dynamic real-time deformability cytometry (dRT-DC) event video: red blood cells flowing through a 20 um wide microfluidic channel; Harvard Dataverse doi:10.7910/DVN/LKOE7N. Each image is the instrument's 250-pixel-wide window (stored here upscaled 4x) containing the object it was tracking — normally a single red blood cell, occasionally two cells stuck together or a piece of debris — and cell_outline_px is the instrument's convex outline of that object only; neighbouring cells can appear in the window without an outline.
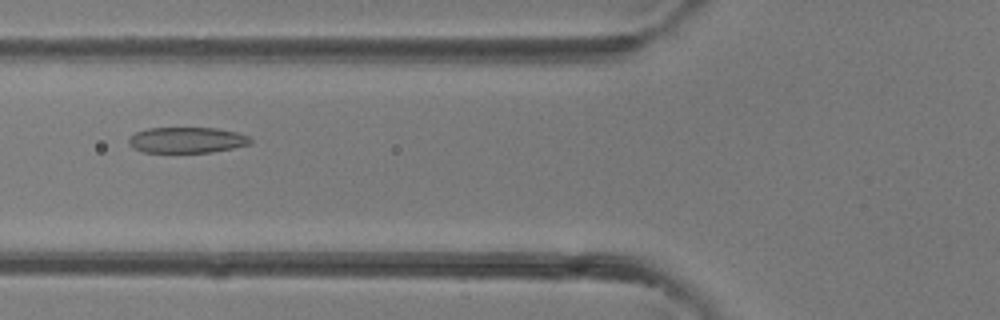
{"species": "common noctule bat (a hibernating species)", "species_latin": "Nyctalus noctula", "temperature_condition": "room temperature", "stored_images_in_passage": 39, "camera_frame_rate_fps": 3000, "um_per_image_px": 0.085, "animal": {"sex": "female"}, "frame": {"image": 1, "passage_image": 14, "time_ms": 4.333, "image_size_px": [1000, 320], "cell_outline_px": [[252, 144], [212, 152], [144, 152], [132, 148], [128, 144], [128, 136], [136, 132], [148, 128], [216, 128], [236, 132], [248, 136], [252, 140]], "centroid_in_image_um": [15.86, 11.9], "position_along_channel_um": 109.9, "area_um2": 18.38}}
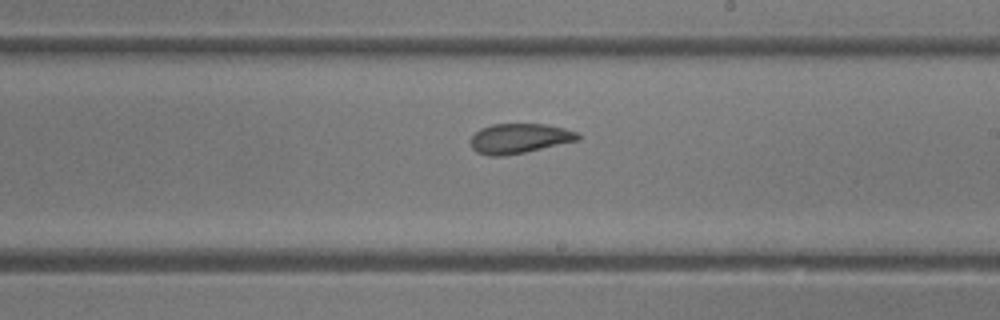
{"frame": {"image": 2, "passage_image": 22, "time_ms": 7.0, "image_size_px": [1000, 320], "cell_outline_px": [[580, 140], [524, 152], [504, 156], [488, 156], [476, 152], [472, 148], [468, 140], [480, 128], [492, 124], [544, 124], [564, 128], [576, 132], [580, 136]], "centroid_in_image_um": [44.1, 11.77], "position_along_channel_um": 244.9, "area_um2": 18.73}}
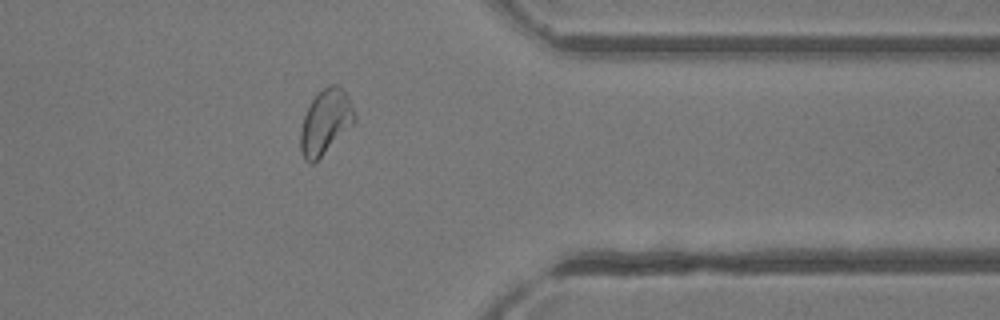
{"frame": {"image": 3, "passage_image": 31, "time_ms": 10.0, "image_size_px": [1000, 320], "cell_outline_px": [[356, 120], [312, 164], [308, 164], [304, 160], [300, 152], [300, 128], [304, 116], [312, 100], [328, 84], [336, 84], [348, 96], [356, 116]], "centroid_in_image_um": [27.63, 10.37], "position_along_channel_um": 383.8, "area_um2": 19.88}}